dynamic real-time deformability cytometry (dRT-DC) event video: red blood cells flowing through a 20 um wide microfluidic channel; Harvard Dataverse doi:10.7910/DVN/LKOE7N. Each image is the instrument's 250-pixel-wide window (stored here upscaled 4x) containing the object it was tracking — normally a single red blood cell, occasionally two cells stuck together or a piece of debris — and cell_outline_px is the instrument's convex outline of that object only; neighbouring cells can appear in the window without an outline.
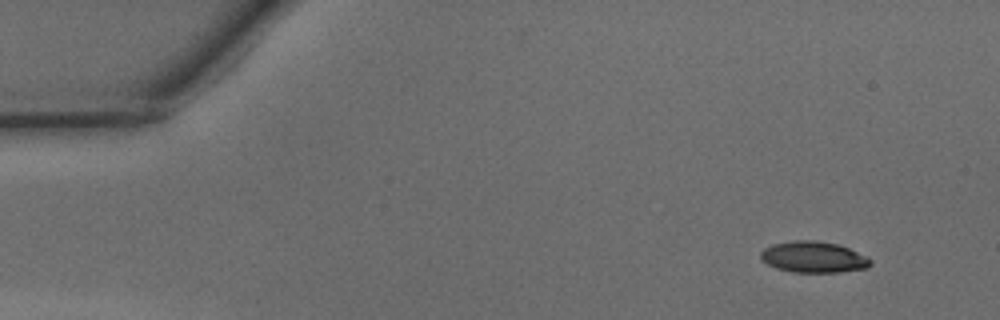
{"species": "common noctule bat (a hibernating species)", "species_latin": "Nyctalus noctula", "temperature_condition": "warm", "stored_images_in_passage": 36, "camera_frame_rate_fps": 3000, "um_per_image_px": 0.085, "animal": {"sex": "male", "body_mass_g": 15.6}, "frame": {"image": 1, "passage_image": 1, "time_ms": 0.0, "image_size_px": [1000, 320], "cell_outline_px": [[872, 264], [868, 268], [840, 272], [792, 272], [776, 268], [760, 260], [760, 252], [764, 248], [772, 244], [792, 240], [812, 240], [836, 244], [848, 248], [868, 256], [872, 260]], "centroid_in_image_um": [69.15, 21.85], "position_along_channel_um": 15.9, "area_um2": 20.11}}
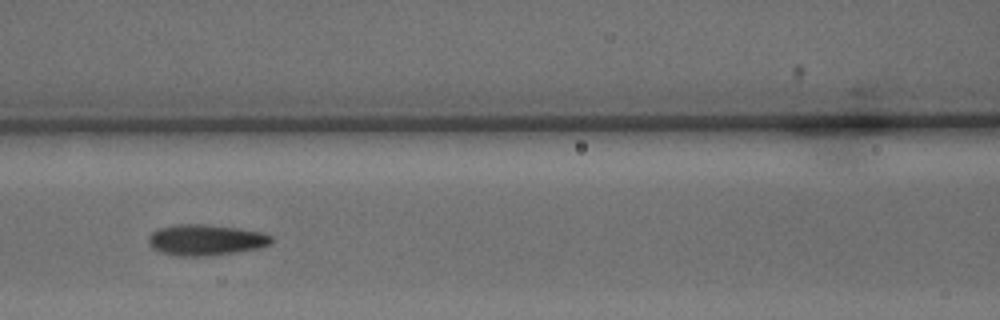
{"frame": {"image": 2, "passage_image": 18, "time_ms": 5.667, "image_size_px": [1000, 320], "cell_outline_px": [[272, 244], [256, 248], [236, 252], [208, 256], [180, 256], [160, 252], [152, 248], [148, 244], [148, 236], [156, 228], [176, 224], [208, 224], [264, 232], [272, 236]], "centroid_in_image_um": [17.46, 20.38], "position_along_channel_um": 149.1, "area_um2": 22.37}}
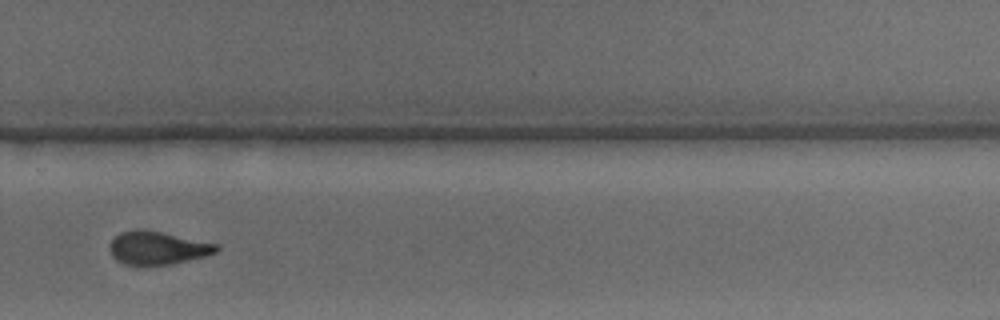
{"frame": {"image": 3, "passage_image": 30, "time_ms": 9.667, "image_size_px": [1000, 320], "cell_outline_px": [[220, 248], [216, 252], [208, 256], [172, 264], [124, 264], [116, 260], [112, 256], [108, 248], [108, 244], [120, 232], [136, 228], [140, 228], [160, 232], [216, 244]], "centroid_in_image_um": [13.35, 21.07], "position_along_channel_um": 316.4, "area_um2": 20.52}, "authors_computed_cell_mechanics": {"area_um2": 21.1837, "velocity_mm_per_s": 4.1943, "shape_relaxation_time_tau1_ms": 4.4471, "shape_relaxation_time_tau2_ms": 1.7693, "deformation_change_tau1": 0.1608, "deformation_change_tau2": 0.082}}